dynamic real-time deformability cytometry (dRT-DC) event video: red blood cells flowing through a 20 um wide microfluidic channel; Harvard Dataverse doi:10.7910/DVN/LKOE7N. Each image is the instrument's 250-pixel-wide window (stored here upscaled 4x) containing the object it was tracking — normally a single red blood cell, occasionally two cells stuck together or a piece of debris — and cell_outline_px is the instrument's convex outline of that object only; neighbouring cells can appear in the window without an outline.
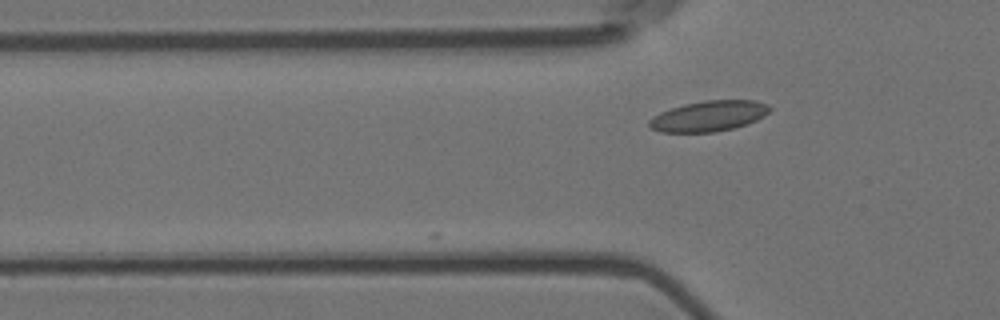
{"species": "Egyptian fruit bat (a non-hibernating species)", "species_latin": "Rousettus aegyptiacus", "temperature_condition": "room temperature", "stored_images_in_passage": 3, "camera_frame_rate_fps": 3000, "um_per_image_px": 0.085, "animal": {"sex": "female"}, "frame": {"image": 1, "passage_image": 3, "time_ms": 0.667, "image_size_px": [1000, 320], "cell_outline_px": [[772, 108], [764, 116], [748, 124], [716, 132], [660, 132], [652, 128], [648, 124], [648, 120], [652, 116], [660, 112], [684, 104], [704, 100], [756, 100], [768, 104]], "centroid_in_image_um": [60.25, 9.86], "position_along_channel_um": 65.5, "area_um2": 21.56}}